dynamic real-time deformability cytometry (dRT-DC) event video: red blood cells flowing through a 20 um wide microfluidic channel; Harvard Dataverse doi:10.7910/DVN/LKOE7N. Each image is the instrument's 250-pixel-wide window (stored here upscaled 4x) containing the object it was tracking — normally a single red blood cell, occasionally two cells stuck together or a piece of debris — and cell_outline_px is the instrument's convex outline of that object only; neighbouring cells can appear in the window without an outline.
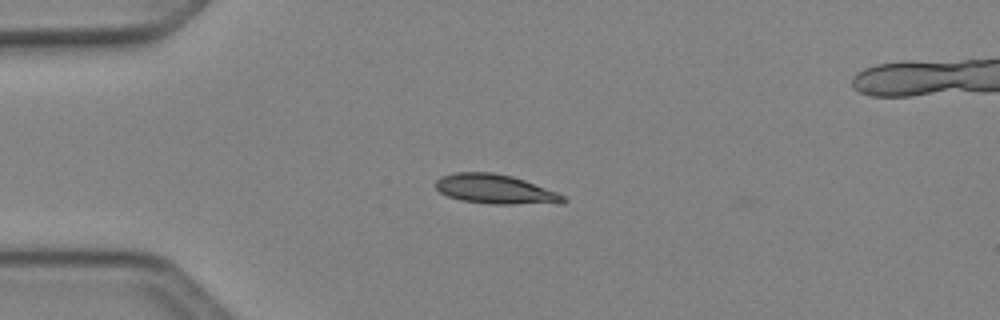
{"species": "Egyptian fruit bat (a non-hibernating species)", "species_latin": "Rousettus aegyptiacus", "temperature_condition": "cold", "stored_images_in_passage": 39, "segment_of_instrument_passage": [1, 2], "camera_frame_rate_fps": 3000, "um_per_image_px": 0.085, "animal": {"sex": "female"}, "frame": {"image": 1, "passage_image": 1, "time_ms": 0.0, "image_size_px": [1000, 320], "cell_outline_px": [[568, 200], [564, 204], [492, 204], [460, 200], [448, 196], [440, 192], [432, 184], [440, 176], [452, 172], [492, 172], [512, 176], [524, 180], [556, 192], [564, 196]], "centroid_in_image_um": [42.08, 16.08], "position_along_channel_um": 42.9, "area_um2": 22.2}}
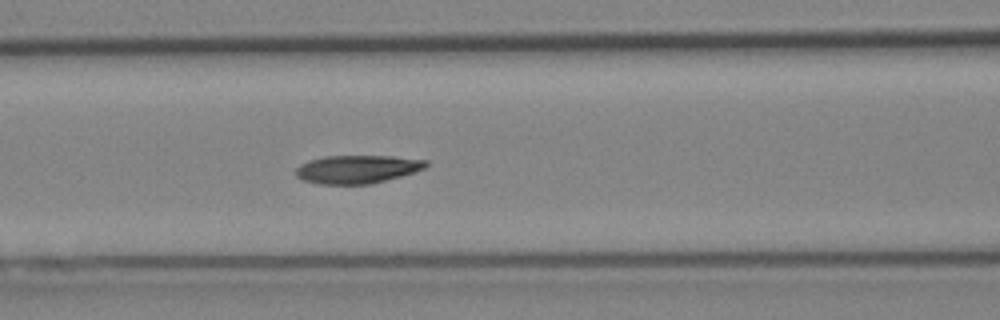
{"frame": {"image": 2, "passage_image": 10, "time_ms": 3.0, "image_size_px": [1000, 320], "cell_outline_px": [[428, 164], [424, 168], [416, 172], [372, 184], [320, 184], [304, 180], [296, 176], [296, 168], [300, 164], [308, 160], [324, 156], [392, 156], [428, 160]], "centroid_in_image_um": [30.38, 14.38], "position_along_channel_um": 136.2, "area_um2": 21.5}}
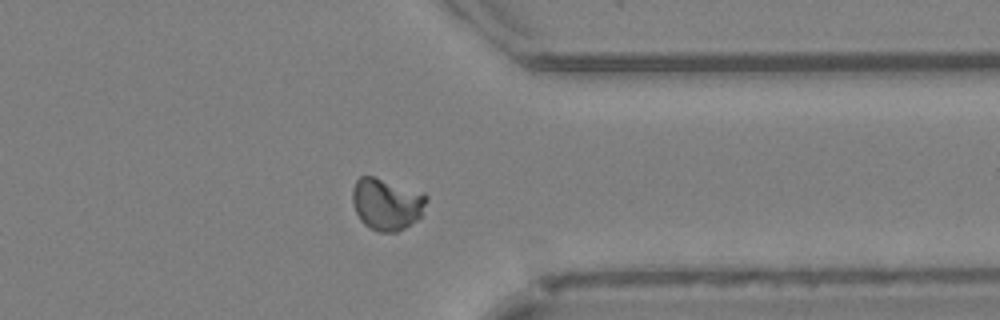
{"frame": {"image": 3, "passage_image": 28, "time_ms": 9.0, "image_size_px": [1000, 320], "cell_outline_px": [[428, 200], [420, 216], [416, 220], [404, 228], [396, 232], [376, 232], [368, 228], [360, 220], [356, 212], [352, 200], [352, 188], [356, 180], [360, 176], [372, 176], [424, 192], [428, 196]], "centroid_in_image_um": [32.86, 17.34], "position_along_channel_um": 378.5, "area_um2": 22.54}}